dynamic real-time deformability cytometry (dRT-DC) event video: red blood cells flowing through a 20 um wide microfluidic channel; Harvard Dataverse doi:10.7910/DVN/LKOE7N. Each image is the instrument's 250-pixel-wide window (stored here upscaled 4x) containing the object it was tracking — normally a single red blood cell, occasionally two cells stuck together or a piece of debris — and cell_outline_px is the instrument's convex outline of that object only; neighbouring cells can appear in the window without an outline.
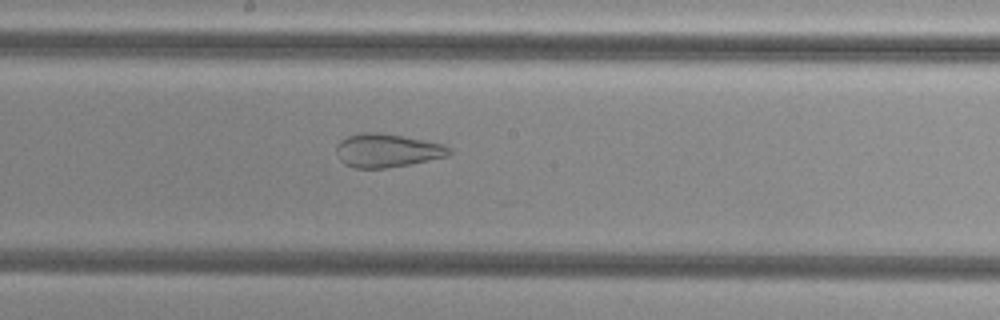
{"species": "common noctule bat (a hibernating species)", "species_latin": "Nyctalus noctula", "temperature_condition": "cold", "stored_images_in_passage": 25, "camera_frame_rate_fps": 3000, "um_per_image_px": 0.085, "animal": {"sex": "female", "body_mass_g": 29.2, "forearm_length_mm": 56.3}, "frame": {"image": 1, "passage_image": 14, "time_ms": 4.333, "image_size_px": [1000, 320], "cell_outline_px": [[452, 152], [448, 156], [408, 164], [384, 168], [352, 168], [344, 164], [340, 160], [336, 152], [336, 144], [340, 140], [348, 136], [360, 132], [376, 132], [400, 136], [444, 144], [452, 148]], "centroid_in_image_um": [32.87, 12.79], "position_along_channel_um": 215.3, "area_um2": 21.96}}
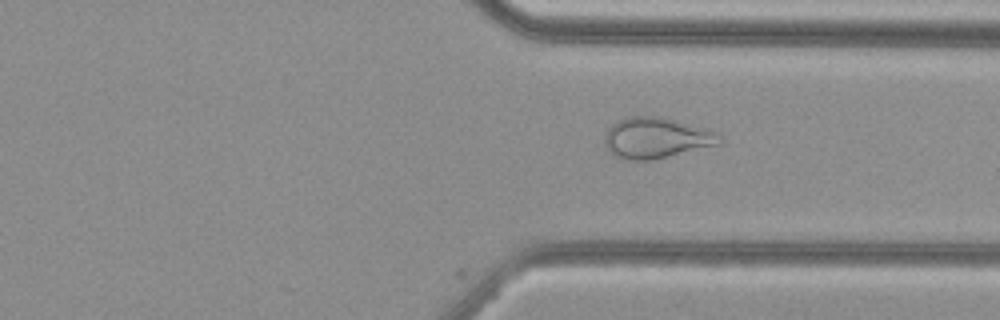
{"frame": {"image": 2, "passage_image": 25, "time_ms": 8.0, "image_size_px": [1000, 320], "cell_outline_px": [[724, 140], [720, 144], [652, 160], [632, 160], [616, 156], [604, 144], [604, 136], [608, 128], [616, 120], [624, 116], [660, 116], [708, 128], [716, 132]], "centroid_in_image_um": [55.79, 11.7], "position_along_channel_um": 355.6, "area_um2": 27.51}}